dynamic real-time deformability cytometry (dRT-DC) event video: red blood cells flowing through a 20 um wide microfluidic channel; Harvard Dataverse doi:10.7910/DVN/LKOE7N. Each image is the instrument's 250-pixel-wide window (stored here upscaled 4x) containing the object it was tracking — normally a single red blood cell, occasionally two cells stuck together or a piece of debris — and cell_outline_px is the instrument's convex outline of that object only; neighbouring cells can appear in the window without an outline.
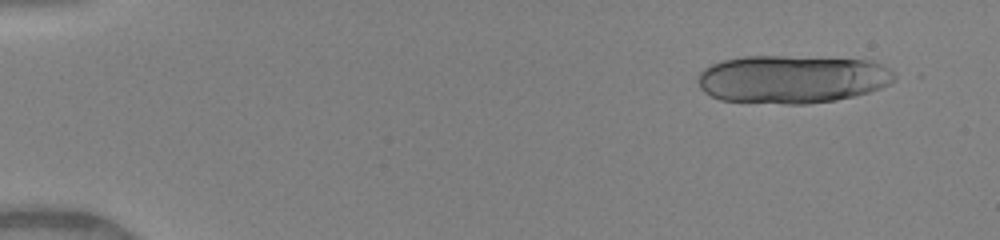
{"species": "human", "species_latin": "Homo sapiens", "temperature_condition": "warm", "stored_images_in_passage": 41, "segment_of_instrument_passage": [1, 2], "camera_frame_rate_fps": 3000, "um_per_image_px": 0.085, "donor": {"sex": "female"}, "frame": {"image": 1, "passage_image": 1, "time_ms": 0.0, "image_size_px": [1000, 240], "cell_outline_px": [[896, 80], [880, 88], [856, 96], [836, 100], [808, 104], [784, 104], [720, 100], [704, 92], [700, 88], [696, 80], [700, 72], [704, 68], [712, 64], [724, 60], [744, 56], [784, 56], [872, 60], [884, 64], [896, 76]], "centroid_in_image_um": [67.34, 6.73], "position_along_channel_um": 17.7, "area_um2": 55.49}}